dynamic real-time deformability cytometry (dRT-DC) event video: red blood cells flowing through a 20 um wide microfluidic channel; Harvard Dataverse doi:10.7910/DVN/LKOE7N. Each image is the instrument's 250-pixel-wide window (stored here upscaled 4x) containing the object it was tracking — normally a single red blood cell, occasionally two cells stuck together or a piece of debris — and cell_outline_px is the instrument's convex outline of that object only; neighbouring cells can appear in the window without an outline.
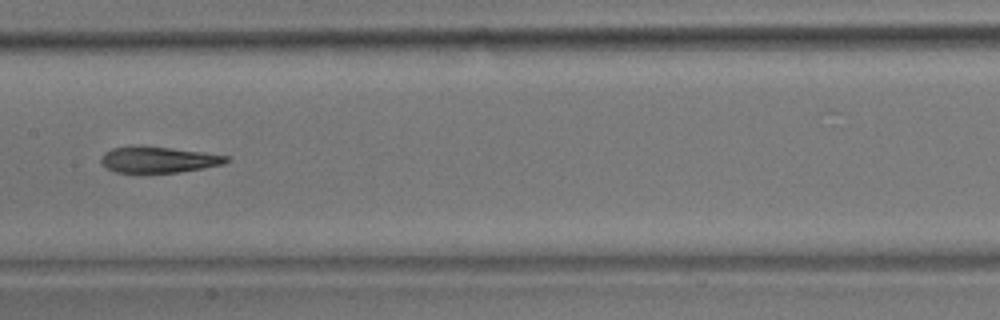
{"species": "common noctule bat (a hibernating species)", "species_latin": "Nyctalus noctula", "temperature_condition": "room temperature", "stored_images_in_passage": 9, "camera_frame_rate_fps": 3000, "um_per_image_px": 0.085, "animal": {"sex": "male", "body_mass_g": 17.9}, "frame": {"image": 1, "passage_image": 9, "time_ms": 9.0, "image_size_px": [1000, 320], "cell_outline_px": [[228, 160], [224, 164], [180, 172], [116, 172], [108, 168], [100, 160], [104, 152], [112, 148], [140, 144], [204, 152], [228, 156]], "centroid_in_image_um": [13.45, 13.54], "position_along_channel_um": 193.9, "area_um2": 19.07}}